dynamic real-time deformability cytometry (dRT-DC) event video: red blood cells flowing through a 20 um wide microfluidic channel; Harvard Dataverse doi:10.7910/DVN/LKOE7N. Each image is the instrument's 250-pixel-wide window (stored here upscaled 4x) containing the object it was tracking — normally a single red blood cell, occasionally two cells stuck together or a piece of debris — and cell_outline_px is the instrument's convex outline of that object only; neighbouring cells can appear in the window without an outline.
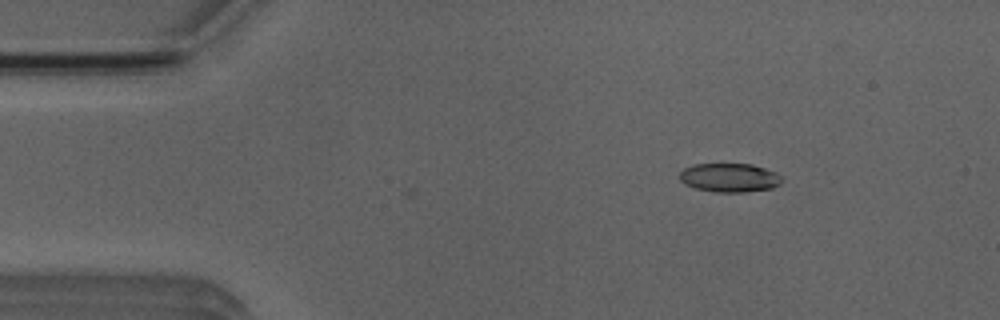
{"species": "Egyptian fruit bat (a non-hibernating species)", "species_latin": "Rousettus aegyptiacus", "temperature_condition": "room temperature", "stored_images_in_passage": 4, "camera_frame_rate_fps": 3000, "um_per_image_px": 0.085, "animal": {"sex": "male"}, "frame": {"image": 1, "passage_image": 2, "time_ms": 2.0, "image_size_px": [1000, 320], "cell_outline_px": [[784, 180], [780, 184], [772, 188], [744, 192], [716, 192], [696, 188], [684, 184], [680, 180], [680, 172], [684, 168], [692, 164], [752, 164], [776, 172]], "centroid_in_image_um": [62.01, 15.1], "position_along_channel_um": 23.0, "area_um2": 17.22}}
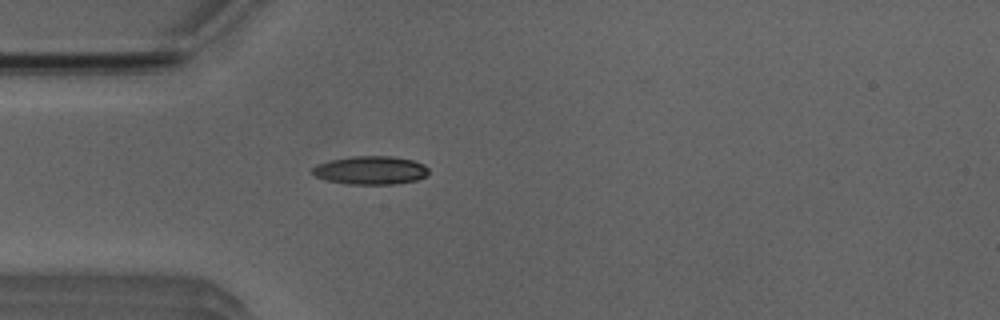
{"frame": {"image": 2, "passage_image": 4, "time_ms": 4.333, "image_size_px": [1000, 320], "cell_outline_px": [[428, 172], [424, 176], [416, 180], [396, 184], [348, 184], [328, 180], [316, 176], [312, 172], [312, 168], [316, 164], [332, 160], [352, 156], [392, 156], [412, 160], [424, 164], [428, 168]], "centroid_in_image_um": [31.51, 14.47], "position_along_channel_um": 53.5, "area_um2": 19.07}}